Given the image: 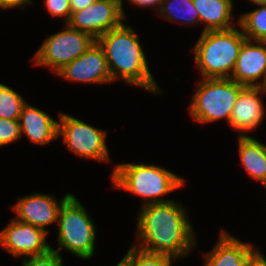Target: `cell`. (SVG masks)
<instances>
[{"label":"cell","mask_w":266,"mask_h":266,"mask_svg":"<svg viewBox=\"0 0 266 266\" xmlns=\"http://www.w3.org/2000/svg\"><path fill=\"white\" fill-rule=\"evenodd\" d=\"M186 210L174 200L142 206L135 232L141 242L135 246L175 259L187 256L196 246V237Z\"/></svg>","instance_id":"1"},{"label":"cell","mask_w":266,"mask_h":266,"mask_svg":"<svg viewBox=\"0 0 266 266\" xmlns=\"http://www.w3.org/2000/svg\"><path fill=\"white\" fill-rule=\"evenodd\" d=\"M96 41L104 50L112 82L120 78L153 94H161L162 90L149 69L139 36L131 26L122 23L102 34Z\"/></svg>","instance_id":"2"},{"label":"cell","mask_w":266,"mask_h":266,"mask_svg":"<svg viewBox=\"0 0 266 266\" xmlns=\"http://www.w3.org/2000/svg\"><path fill=\"white\" fill-rule=\"evenodd\" d=\"M112 185L145 199L142 206L171 201L168 195L185 185V179L157 165L121 163L110 175Z\"/></svg>","instance_id":"3"},{"label":"cell","mask_w":266,"mask_h":266,"mask_svg":"<svg viewBox=\"0 0 266 266\" xmlns=\"http://www.w3.org/2000/svg\"><path fill=\"white\" fill-rule=\"evenodd\" d=\"M237 27L201 32L193 47L202 78H230L240 48L247 39Z\"/></svg>","instance_id":"4"},{"label":"cell","mask_w":266,"mask_h":266,"mask_svg":"<svg viewBox=\"0 0 266 266\" xmlns=\"http://www.w3.org/2000/svg\"><path fill=\"white\" fill-rule=\"evenodd\" d=\"M58 250L66 249L80 259H90L95 252L96 227L85 207L71 194L58 213Z\"/></svg>","instance_id":"5"},{"label":"cell","mask_w":266,"mask_h":266,"mask_svg":"<svg viewBox=\"0 0 266 266\" xmlns=\"http://www.w3.org/2000/svg\"><path fill=\"white\" fill-rule=\"evenodd\" d=\"M244 88L231 78L201 79L189 104L190 116L202 124L221 119L229 124L237 97Z\"/></svg>","instance_id":"6"},{"label":"cell","mask_w":266,"mask_h":266,"mask_svg":"<svg viewBox=\"0 0 266 266\" xmlns=\"http://www.w3.org/2000/svg\"><path fill=\"white\" fill-rule=\"evenodd\" d=\"M64 30L47 37L35 53L34 65L48 66L56 74L82 55L95 41L90 34L65 24Z\"/></svg>","instance_id":"7"},{"label":"cell","mask_w":266,"mask_h":266,"mask_svg":"<svg viewBox=\"0 0 266 266\" xmlns=\"http://www.w3.org/2000/svg\"><path fill=\"white\" fill-rule=\"evenodd\" d=\"M58 138L79 157L99 162L110 160L105 130L95 128L69 114L59 113Z\"/></svg>","instance_id":"8"},{"label":"cell","mask_w":266,"mask_h":266,"mask_svg":"<svg viewBox=\"0 0 266 266\" xmlns=\"http://www.w3.org/2000/svg\"><path fill=\"white\" fill-rule=\"evenodd\" d=\"M123 11V0H95L87 8L72 12L67 24L97 40L123 23L126 18Z\"/></svg>","instance_id":"9"},{"label":"cell","mask_w":266,"mask_h":266,"mask_svg":"<svg viewBox=\"0 0 266 266\" xmlns=\"http://www.w3.org/2000/svg\"><path fill=\"white\" fill-rule=\"evenodd\" d=\"M48 233L32 224L12 219L0 231V246L13 257H32L48 252L52 247L46 242Z\"/></svg>","instance_id":"10"},{"label":"cell","mask_w":266,"mask_h":266,"mask_svg":"<svg viewBox=\"0 0 266 266\" xmlns=\"http://www.w3.org/2000/svg\"><path fill=\"white\" fill-rule=\"evenodd\" d=\"M56 75L70 81L88 84L112 82L104 50L97 41L82 55L65 65Z\"/></svg>","instance_id":"11"},{"label":"cell","mask_w":266,"mask_h":266,"mask_svg":"<svg viewBox=\"0 0 266 266\" xmlns=\"http://www.w3.org/2000/svg\"><path fill=\"white\" fill-rule=\"evenodd\" d=\"M230 78L245 87H266V41L243 42Z\"/></svg>","instance_id":"12"},{"label":"cell","mask_w":266,"mask_h":266,"mask_svg":"<svg viewBox=\"0 0 266 266\" xmlns=\"http://www.w3.org/2000/svg\"><path fill=\"white\" fill-rule=\"evenodd\" d=\"M70 195L66 194L58 202L51 195L34 193L19 198L11 207L17 215L16 220L32 224L49 233L45 227L57 222L59 209Z\"/></svg>","instance_id":"13"},{"label":"cell","mask_w":266,"mask_h":266,"mask_svg":"<svg viewBox=\"0 0 266 266\" xmlns=\"http://www.w3.org/2000/svg\"><path fill=\"white\" fill-rule=\"evenodd\" d=\"M261 94H266V87H245L237 97L229 125L240 132V137L248 136L243 132L253 131L264 120L266 111Z\"/></svg>","instance_id":"14"},{"label":"cell","mask_w":266,"mask_h":266,"mask_svg":"<svg viewBox=\"0 0 266 266\" xmlns=\"http://www.w3.org/2000/svg\"><path fill=\"white\" fill-rule=\"evenodd\" d=\"M256 249L221 230L214 248L204 254V266H247L248 257Z\"/></svg>","instance_id":"15"},{"label":"cell","mask_w":266,"mask_h":266,"mask_svg":"<svg viewBox=\"0 0 266 266\" xmlns=\"http://www.w3.org/2000/svg\"><path fill=\"white\" fill-rule=\"evenodd\" d=\"M21 135L25 134L32 143L46 145L58 139V121L29 103L22 109L19 118Z\"/></svg>","instance_id":"16"},{"label":"cell","mask_w":266,"mask_h":266,"mask_svg":"<svg viewBox=\"0 0 266 266\" xmlns=\"http://www.w3.org/2000/svg\"><path fill=\"white\" fill-rule=\"evenodd\" d=\"M204 31L227 30L236 25L232 20V0H192Z\"/></svg>","instance_id":"17"},{"label":"cell","mask_w":266,"mask_h":266,"mask_svg":"<svg viewBox=\"0 0 266 266\" xmlns=\"http://www.w3.org/2000/svg\"><path fill=\"white\" fill-rule=\"evenodd\" d=\"M241 164L247 174L266 186V144L251 136H238Z\"/></svg>","instance_id":"18"},{"label":"cell","mask_w":266,"mask_h":266,"mask_svg":"<svg viewBox=\"0 0 266 266\" xmlns=\"http://www.w3.org/2000/svg\"><path fill=\"white\" fill-rule=\"evenodd\" d=\"M158 12L169 21L187 25L200 24V17L192 0H163Z\"/></svg>","instance_id":"19"},{"label":"cell","mask_w":266,"mask_h":266,"mask_svg":"<svg viewBox=\"0 0 266 266\" xmlns=\"http://www.w3.org/2000/svg\"><path fill=\"white\" fill-rule=\"evenodd\" d=\"M258 6L251 12L243 13L237 25L248 40L266 41V3Z\"/></svg>","instance_id":"20"},{"label":"cell","mask_w":266,"mask_h":266,"mask_svg":"<svg viewBox=\"0 0 266 266\" xmlns=\"http://www.w3.org/2000/svg\"><path fill=\"white\" fill-rule=\"evenodd\" d=\"M25 104L19 93L0 83V118L19 120Z\"/></svg>","instance_id":"21"},{"label":"cell","mask_w":266,"mask_h":266,"mask_svg":"<svg viewBox=\"0 0 266 266\" xmlns=\"http://www.w3.org/2000/svg\"><path fill=\"white\" fill-rule=\"evenodd\" d=\"M125 256L131 261V266H171L176 259L168 254L144 251L133 244Z\"/></svg>","instance_id":"22"},{"label":"cell","mask_w":266,"mask_h":266,"mask_svg":"<svg viewBox=\"0 0 266 266\" xmlns=\"http://www.w3.org/2000/svg\"><path fill=\"white\" fill-rule=\"evenodd\" d=\"M21 136L19 120L0 118V147L19 140Z\"/></svg>","instance_id":"23"},{"label":"cell","mask_w":266,"mask_h":266,"mask_svg":"<svg viewBox=\"0 0 266 266\" xmlns=\"http://www.w3.org/2000/svg\"><path fill=\"white\" fill-rule=\"evenodd\" d=\"M21 259L22 266H63L61 254L52 249L41 255Z\"/></svg>","instance_id":"24"},{"label":"cell","mask_w":266,"mask_h":266,"mask_svg":"<svg viewBox=\"0 0 266 266\" xmlns=\"http://www.w3.org/2000/svg\"><path fill=\"white\" fill-rule=\"evenodd\" d=\"M44 5L51 17H64L65 24L70 20L72 11L69 0H44Z\"/></svg>","instance_id":"25"},{"label":"cell","mask_w":266,"mask_h":266,"mask_svg":"<svg viewBox=\"0 0 266 266\" xmlns=\"http://www.w3.org/2000/svg\"><path fill=\"white\" fill-rule=\"evenodd\" d=\"M32 5V0H0V8L7 10L9 8L15 7H25L27 5Z\"/></svg>","instance_id":"26"},{"label":"cell","mask_w":266,"mask_h":266,"mask_svg":"<svg viewBox=\"0 0 266 266\" xmlns=\"http://www.w3.org/2000/svg\"><path fill=\"white\" fill-rule=\"evenodd\" d=\"M247 266H266V259L259 249L248 257Z\"/></svg>","instance_id":"27"},{"label":"cell","mask_w":266,"mask_h":266,"mask_svg":"<svg viewBox=\"0 0 266 266\" xmlns=\"http://www.w3.org/2000/svg\"><path fill=\"white\" fill-rule=\"evenodd\" d=\"M131 5L138 7H156L157 11L160 9L163 0H128Z\"/></svg>","instance_id":"28"},{"label":"cell","mask_w":266,"mask_h":266,"mask_svg":"<svg viewBox=\"0 0 266 266\" xmlns=\"http://www.w3.org/2000/svg\"><path fill=\"white\" fill-rule=\"evenodd\" d=\"M95 0H69L71 11H79L93 4Z\"/></svg>","instance_id":"29"},{"label":"cell","mask_w":266,"mask_h":266,"mask_svg":"<svg viewBox=\"0 0 266 266\" xmlns=\"http://www.w3.org/2000/svg\"><path fill=\"white\" fill-rule=\"evenodd\" d=\"M116 266H131V261L126 256H124Z\"/></svg>","instance_id":"30"},{"label":"cell","mask_w":266,"mask_h":266,"mask_svg":"<svg viewBox=\"0 0 266 266\" xmlns=\"http://www.w3.org/2000/svg\"><path fill=\"white\" fill-rule=\"evenodd\" d=\"M251 1V3H253L254 5H258V4H265L266 0H249Z\"/></svg>","instance_id":"31"}]
</instances>
